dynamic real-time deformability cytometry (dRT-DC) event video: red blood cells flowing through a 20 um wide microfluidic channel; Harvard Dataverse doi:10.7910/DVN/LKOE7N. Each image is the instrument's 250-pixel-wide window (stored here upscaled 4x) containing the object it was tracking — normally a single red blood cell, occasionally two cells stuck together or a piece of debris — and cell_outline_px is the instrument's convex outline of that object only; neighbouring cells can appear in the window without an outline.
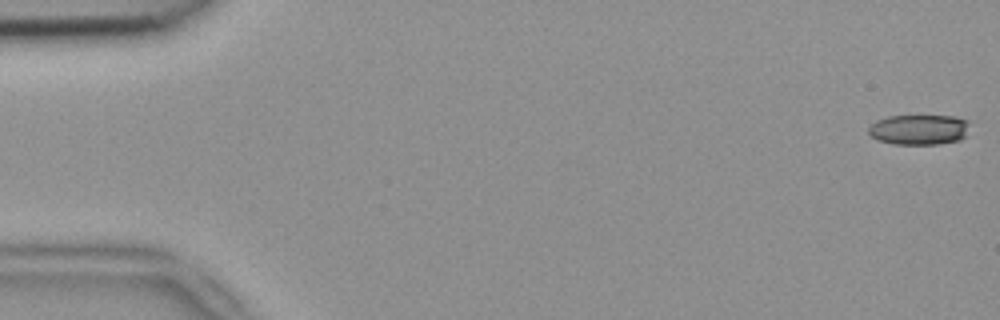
{"species": "common noctule bat (a hibernating species)", "species_latin": "Nyctalus noctula", "temperature_condition": "room temperature", "stored_images_in_passage": 54, "segment_of_instrument_passage": [1, 2], "camera_frame_rate_fps": 3000, "um_per_image_px": 0.085, "animal": {"sex": "female", "body_mass_g": 18.4}, "frame": {"image": 1, "passage_image": 1, "time_ms": 0.0, "image_size_px": [1000, 320], "cell_outline_px": [[968, 120], [964, 136], [960, 140], [940, 144], [892, 144], [876, 140], [868, 132], [868, 128], [876, 120], [888, 116], [952, 116]], "centroid_in_image_um": [78.07, 11.02], "position_along_channel_um": 6.9, "area_um2": 17.74}}
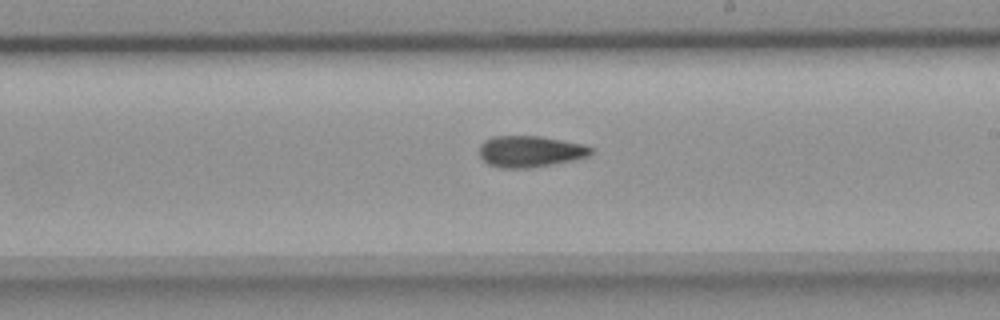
{"frame": {"image": 2, "passage_image": 31, "time_ms": 10.0, "image_size_px": [1000, 320], "cell_outline_px": [[592, 152], [588, 156], [572, 160], [532, 168], [500, 168], [488, 164], [480, 156], [480, 144], [484, 140], [492, 136], [540, 136], [584, 144], [592, 148]], "centroid_in_image_um": [45.04, 12.87], "position_along_channel_um": 244.0, "area_um2": 20.4}}
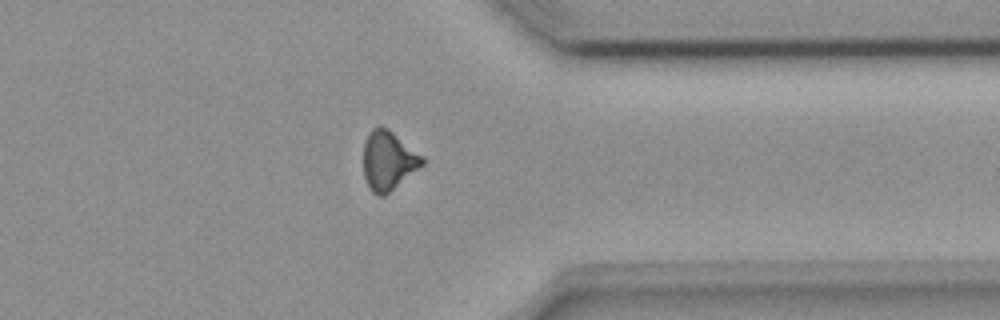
{"frame": {"image": 3, "passage_image": 42, "time_ms": 13.667, "image_size_px": [1000, 320], "cell_outline_px": [[424, 164], [384, 196], [376, 196], [372, 192], [364, 176], [364, 144], [372, 128], [380, 124], [388, 128], [424, 156]], "centroid_in_image_um": [33.01, 13.63], "position_along_channel_um": 378.4, "area_um2": 20.23}}